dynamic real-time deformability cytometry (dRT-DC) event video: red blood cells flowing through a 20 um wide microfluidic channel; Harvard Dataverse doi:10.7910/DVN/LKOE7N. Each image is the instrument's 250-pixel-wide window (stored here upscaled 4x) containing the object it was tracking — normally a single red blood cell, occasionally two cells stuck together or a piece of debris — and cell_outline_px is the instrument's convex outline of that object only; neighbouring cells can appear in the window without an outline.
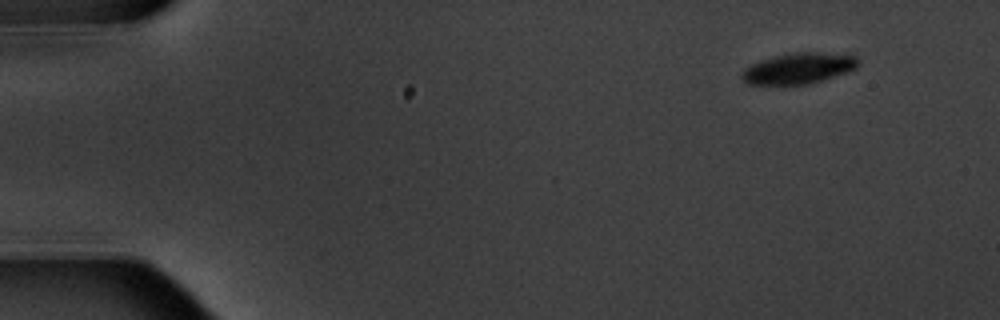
{"species": "common noctule bat (a hibernating species)", "species_latin": "Nyctalus noctula", "temperature_condition": "warm", "stored_images_in_passage": 10, "camera_frame_rate_fps": 3000, "um_per_image_px": 0.085, "animal": {"sex": "male", "body_mass_g": 20.1, "forearm_length_mm": 53.5}, "frame": {"image": 1, "passage_image": 1, "time_ms": 0.0, "image_size_px": [1000, 320], "cell_outline_px": [[860, 64], [856, 68], [848, 72], [808, 84], [748, 84], [740, 76], [744, 68], [752, 64], [776, 56], [796, 52], [820, 52], [856, 56], [860, 60]], "centroid_in_image_um": [67.92, 5.81], "position_along_channel_um": 17.1, "area_um2": 20.69}}
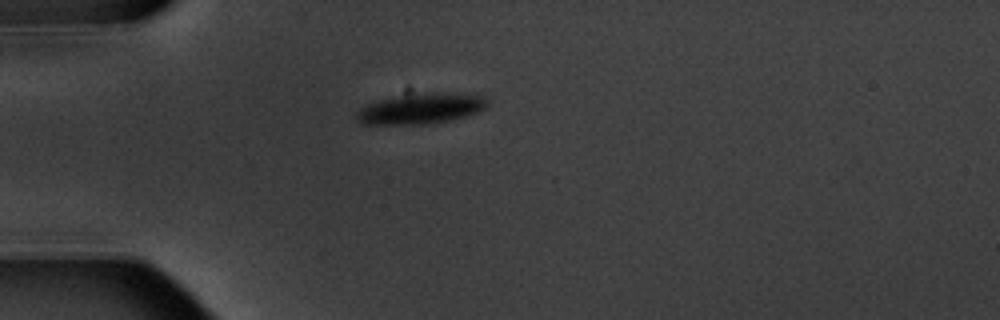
{"frame": {"image": 2, "passage_image": 4, "time_ms": 3.667, "image_size_px": [1000, 320], "cell_outline_px": [[488, 104], [484, 108], [468, 116], [452, 120], [424, 124], [364, 124], [356, 116], [356, 112], [360, 108], [368, 104], [380, 100], [396, 96], [420, 92], [436, 92], [484, 96], [488, 100]], "centroid_in_image_um": [35.8, 9.22], "position_along_channel_um": 49.2, "area_um2": 23.18}}
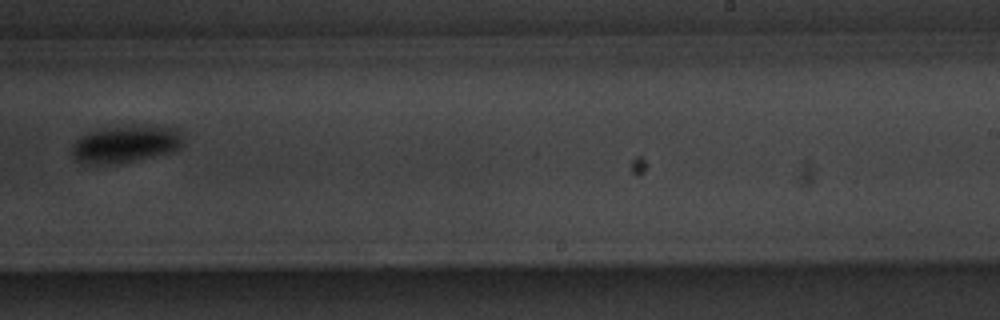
{"frame": {"image": 3, "passage_image": 10, "time_ms": 10.667, "image_size_px": [1000, 320], "cell_outline_px": [[184, 144], [180, 148], [172, 152], [112, 164], [88, 164], [76, 160], [72, 156], [72, 144], [76, 140], [88, 132], [96, 128], [140, 124], [148, 124], [176, 128], [180, 132], [184, 140]], "centroid_in_image_um": [10.69, 12.2], "position_along_channel_um": 278.3, "area_um2": 24.62}}